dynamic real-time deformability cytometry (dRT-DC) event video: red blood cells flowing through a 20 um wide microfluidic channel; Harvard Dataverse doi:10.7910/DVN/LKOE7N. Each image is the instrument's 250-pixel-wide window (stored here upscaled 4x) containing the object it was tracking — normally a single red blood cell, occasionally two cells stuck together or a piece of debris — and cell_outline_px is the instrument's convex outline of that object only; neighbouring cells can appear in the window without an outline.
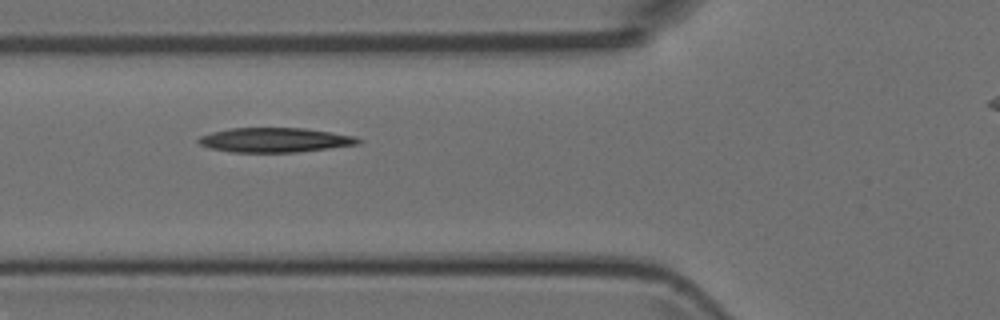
{"species": "Egyptian fruit bat (a non-hibernating species)", "species_latin": "Rousettus aegyptiacus", "temperature_condition": "room temperature", "stored_images_in_passage": 7, "camera_frame_rate_fps": 3000, "um_per_image_px": 0.085, "animal": {"sex": "female"}, "frame": {"image": 1, "passage_image": 4, "time_ms": 3.333, "image_size_px": [1000, 320], "cell_outline_px": [[364, 140], [360, 144], [296, 152], [232, 152], [208, 148], [200, 144], [196, 140], [200, 136], [212, 132], [228, 128], [304, 128], [356, 136]], "centroid_in_image_um": [23.36, 11.9], "position_along_channel_um": 102.4, "area_um2": 22.89}}
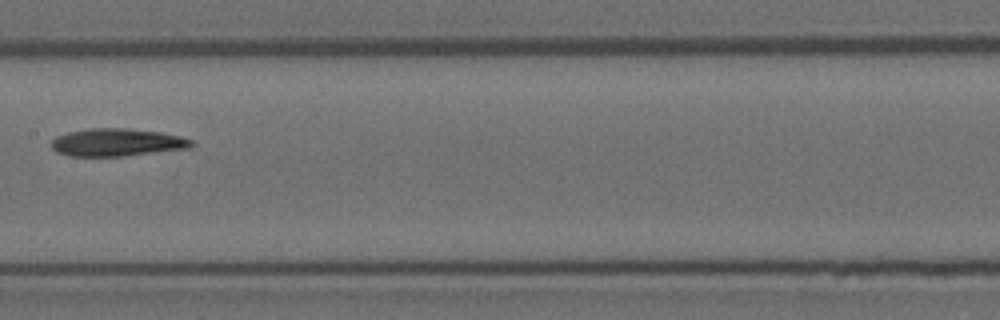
{"frame": {"image": 2, "passage_image": 6, "time_ms": 5.667, "image_size_px": [1000, 320], "cell_outline_px": [[196, 144], [192, 148], [124, 156], [68, 156], [56, 152], [52, 148], [52, 140], [56, 136], [68, 132], [92, 128], [124, 128], [160, 132], [180, 136], [192, 140]], "centroid_in_image_um": [9.97, 12.11], "position_along_channel_um": 197.4, "area_um2": 22.72}}
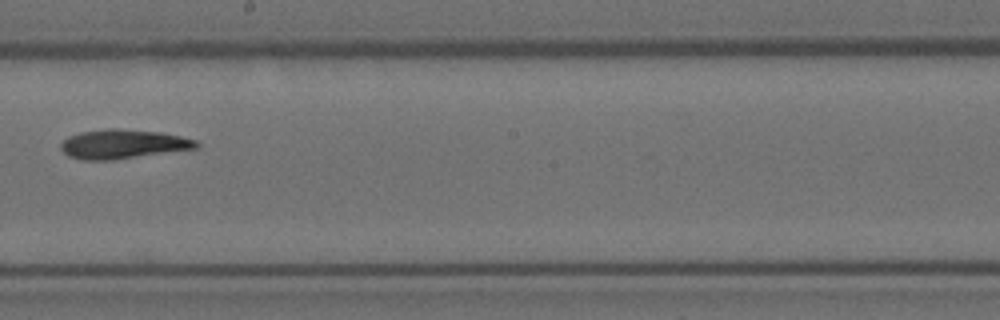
{"frame": {"image": 3, "passage_image": 7, "time_ms": 6.667, "image_size_px": [1000, 320], "cell_outline_px": [[200, 148], [112, 160], [84, 160], [68, 156], [60, 148], [60, 144], [68, 136], [80, 132], [108, 128], [116, 128], [160, 132], [180, 136], [196, 140], [200, 144]], "centroid_in_image_um": [10.46, 12.25], "position_along_channel_um": 237.7, "area_um2": 23.18}}